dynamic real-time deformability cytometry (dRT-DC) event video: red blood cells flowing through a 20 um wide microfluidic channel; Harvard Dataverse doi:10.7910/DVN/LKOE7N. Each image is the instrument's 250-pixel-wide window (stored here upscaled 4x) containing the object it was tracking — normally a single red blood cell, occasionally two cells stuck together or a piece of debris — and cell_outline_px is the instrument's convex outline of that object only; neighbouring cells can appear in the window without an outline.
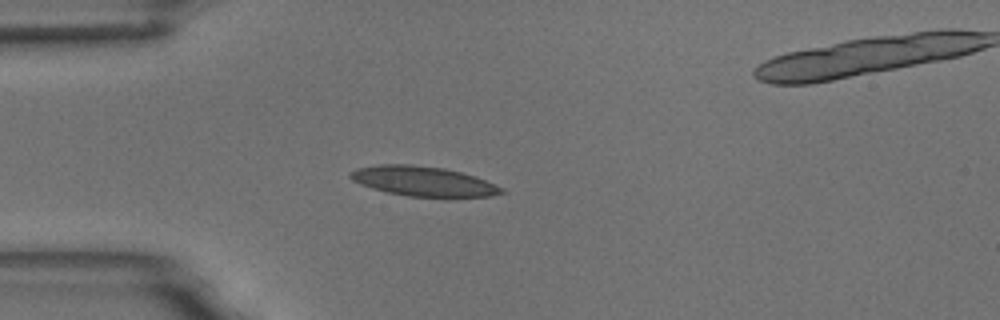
{"species": "common noctule bat (a hibernating species)", "species_latin": "Nyctalus noctula", "temperature_condition": "room temperature", "stored_images_in_passage": 4, "camera_frame_rate_fps": 3000, "um_per_image_px": 0.085, "animal": {"sex": "male", "body_mass_g": 18.8}, "frame": {"image": 1, "passage_image": 3, "time_ms": 3.0, "image_size_px": [1000, 320], "cell_outline_px": [[504, 192], [492, 196], [448, 200], [444, 200], [408, 196], [388, 192], [372, 188], [360, 184], [352, 180], [348, 176], [348, 172], [356, 168], [380, 164], [408, 164], [444, 168], [476, 176], [504, 188]], "centroid_in_image_um": [36.04, 15.45], "position_along_channel_um": 49.0, "area_um2": 27.28}}